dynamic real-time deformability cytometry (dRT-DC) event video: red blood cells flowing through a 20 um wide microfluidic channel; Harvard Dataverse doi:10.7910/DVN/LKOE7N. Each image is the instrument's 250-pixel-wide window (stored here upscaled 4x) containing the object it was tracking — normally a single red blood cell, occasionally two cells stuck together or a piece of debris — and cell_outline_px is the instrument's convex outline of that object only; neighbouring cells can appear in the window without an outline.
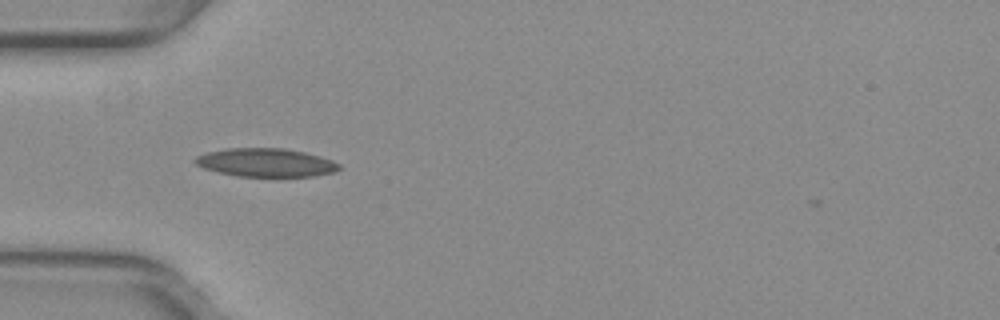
{"species": "common noctule bat (a hibernating species)", "species_latin": "Nyctalus noctula", "temperature_condition": "warm", "stored_images_in_passage": 36, "camera_frame_rate_fps": 3000, "um_per_image_px": 0.085, "animal": {"sex": "female", "body_mass_g": 29.2, "forearm_length_mm": 56.3}, "frame": {"image": 1, "passage_image": 1, "time_ms": 0.0, "image_size_px": [1000, 320], "cell_outline_px": [[340, 168], [332, 172], [312, 176], [236, 176], [204, 168], [196, 164], [192, 160], [196, 156], [208, 152], [228, 148], [284, 148], [304, 152], [320, 156], [332, 160], [340, 164]], "centroid_in_image_um": [22.58, 13.81], "position_along_channel_um": 62.4, "area_um2": 23.64}}
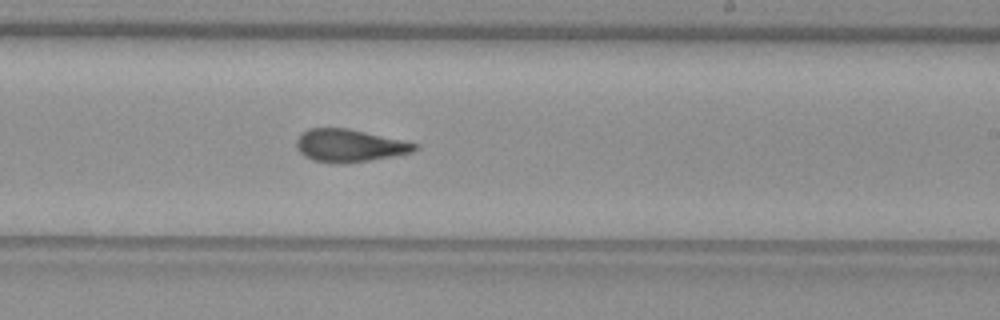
{"frame": {"image": 2, "passage_image": 16, "time_ms": 5.0, "image_size_px": [1000, 320], "cell_outline_px": [[420, 148], [412, 152], [368, 160], [344, 164], [340, 164], [312, 160], [304, 156], [296, 148], [296, 140], [308, 128], [348, 128], [420, 144]], "centroid_in_image_um": [29.7, 12.37], "position_along_channel_um": 259.3, "area_um2": 22.43}}
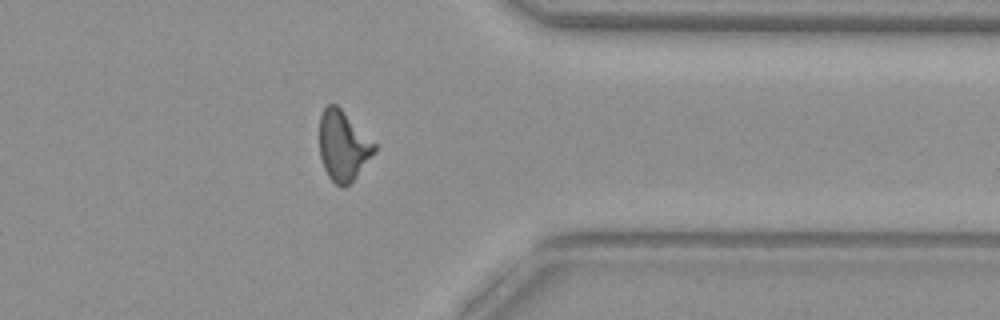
{"frame": {"image": 3, "passage_image": 26, "time_ms": 8.333, "image_size_px": [1000, 320], "cell_outline_px": [[376, 152], [356, 176], [344, 188], [340, 188], [328, 176], [324, 168], [320, 156], [320, 116], [324, 108], [328, 104], [336, 104], [376, 144]], "centroid_in_image_um": [29.16, 12.41], "position_along_channel_um": 382.2, "area_um2": 22.2}, "authors_computed_cell_mechanics": {"area_um2": 22.3975, "velocity_mm_per_s": 3.9772, "shape_relaxation_time_tau1_ms": 10.1816, "shape_relaxation_time_tau2_ms": 2.2476, "deformation_change_tau1": 0.252, "deformation_change_tau2": 0.0986}}